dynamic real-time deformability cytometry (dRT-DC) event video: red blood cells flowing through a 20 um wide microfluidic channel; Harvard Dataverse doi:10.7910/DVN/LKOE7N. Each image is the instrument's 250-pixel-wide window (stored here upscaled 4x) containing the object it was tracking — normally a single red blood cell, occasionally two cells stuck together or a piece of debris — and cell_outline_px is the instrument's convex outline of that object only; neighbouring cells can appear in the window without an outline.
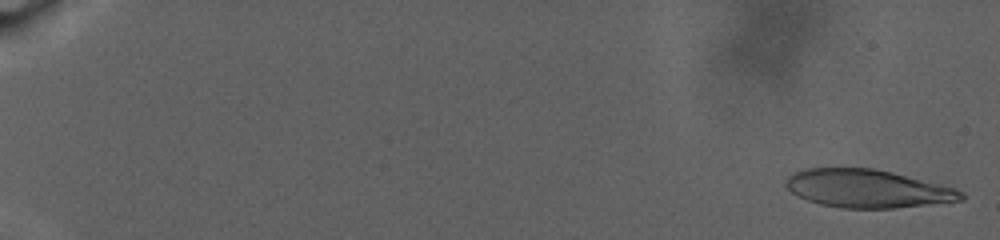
{"species": "human", "species_latin": "Homo sapiens", "temperature_condition": "warm", "stored_images_in_passage": 90, "camera_frame_rate_fps": 3000, "um_per_image_px": 0.085, "donor": {"sex": "male"}, "frame": {"image": 1, "passage_image": 2, "time_ms": 0.333, "image_size_px": [1000, 240], "cell_outline_px": [[964, 200], [892, 208], [844, 208], [820, 204], [808, 200], [792, 192], [784, 184], [788, 176], [796, 172], [808, 168], [872, 168], [892, 172], [952, 188], [964, 192]], "centroid_in_image_um": [73.71, 16.03], "position_along_channel_um": 11.3, "area_um2": 38.26}}
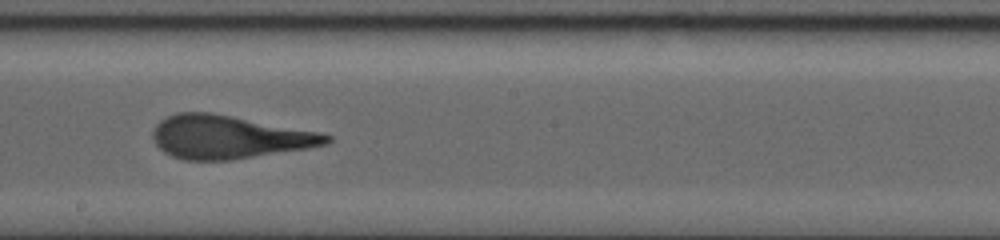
{"frame": {"image": 2, "passage_image": 56, "time_ms": 18.333, "image_size_px": [1000, 240], "cell_outline_px": [[332, 140], [328, 144], [308, 148], [232, 160], [184, 160], [172, 156], [164, 152], [156, 144], [152, 136], [152, 132], [156, 124], [160, 120], [176, 112], [208, 112], [232, 116], [320, 132], [332, 136]], "centroid_in_image_um": [19.45, 11.65], "position_along_channel_um": 228.8, "area_um2": 43.7}}
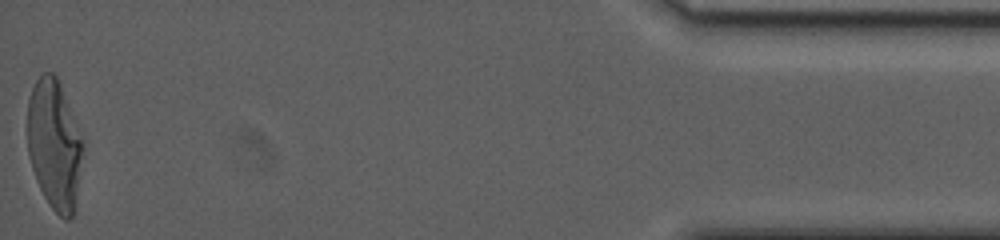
{"frame": {"image": 3, "passage_image": 90, "time_ms": 29.667, "image_size_px": [1000, 240], "cell_outline_px": [[84, 144], [72, 216], [68, 220], [64, 220], [48, 204], [36, 180], [28, 156], [28, 96], [36, 80], [44, 72], [52, 72], [56, 76], [60, 84]], "centroid_in_image_um": [4.59, 12.28], "position_along_channel_um": 430.6, "area_um2": 41.27}, "authors_computed_cell_mechanics": {"area_um2": 42.2518, "velocity_mm_per_s": 2.4294, "shape_relaxation_time_tau1_ms": 10.2663, "shape_relaxation_time_tau2_ms": 1.6191, "deformation_change_tau1": 0.3048, "deformation_change_tau2": 0.1194}}